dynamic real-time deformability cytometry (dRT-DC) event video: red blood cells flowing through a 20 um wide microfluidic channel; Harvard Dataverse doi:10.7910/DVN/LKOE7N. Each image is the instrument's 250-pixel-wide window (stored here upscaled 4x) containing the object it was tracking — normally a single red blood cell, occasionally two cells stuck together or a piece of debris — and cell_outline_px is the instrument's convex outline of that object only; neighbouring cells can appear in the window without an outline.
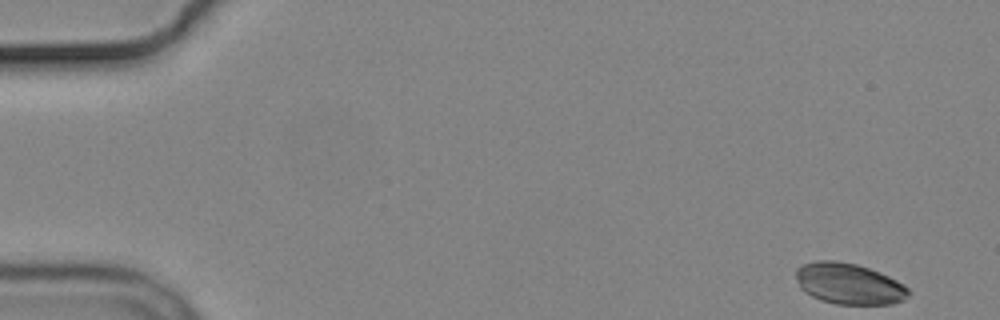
{"species": "common noctule bat (a hibernating species)", "species_latin": "Nyctalus noctula", "temperature_condition": "cold", "stored_images_in_passage": 4, "camera_frame_rate_fps": 3000, "um_per_image_px": 0.085, "animal": {"sex": "male", "body_mass_g": 19.2, "forearm_length_mm": 51.8}, "frame": {"image": 1, "passage_image": 1, "time_ms": 0.0, "image_size_px": [1000, 320], "cell_outline_px": [[912, 292], [904, 300], [892, 304], [836, 304], [820, 300], [804, 292], [800, 288], [796, 280], [796, 268], [800, 264], [816, 260], [836, 260], [856, 264], [880, 272], [904, 284]], "centroid_in_image_um": [72.14, 24.11], "position_along_channel_um": 12.9, "area_um2": 27.28}}
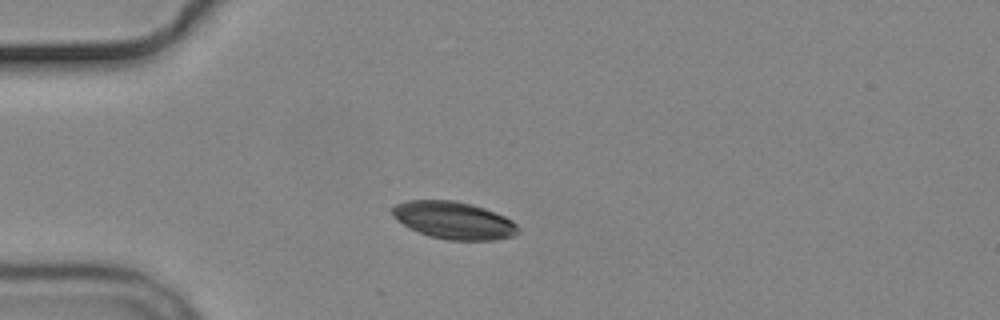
{"frame": {"image": 2, "passage_image": 4, "time_ms": 4.0, "image_size_px": [1000, 320], "cell_outline_px": [[520, 232], [512, 236], [496, 240], [448, 240], [428, 236], [408, 228], [392, 212], [392, 208], [396, 204], [408, 200], [452, 200], [472, 204], [496, 212], [512, 220], [516, 224]], "centroid_in_image_um": [38.61, 18.73], "position_along_channel_um": 46.4, "area_um2": 27.34}}